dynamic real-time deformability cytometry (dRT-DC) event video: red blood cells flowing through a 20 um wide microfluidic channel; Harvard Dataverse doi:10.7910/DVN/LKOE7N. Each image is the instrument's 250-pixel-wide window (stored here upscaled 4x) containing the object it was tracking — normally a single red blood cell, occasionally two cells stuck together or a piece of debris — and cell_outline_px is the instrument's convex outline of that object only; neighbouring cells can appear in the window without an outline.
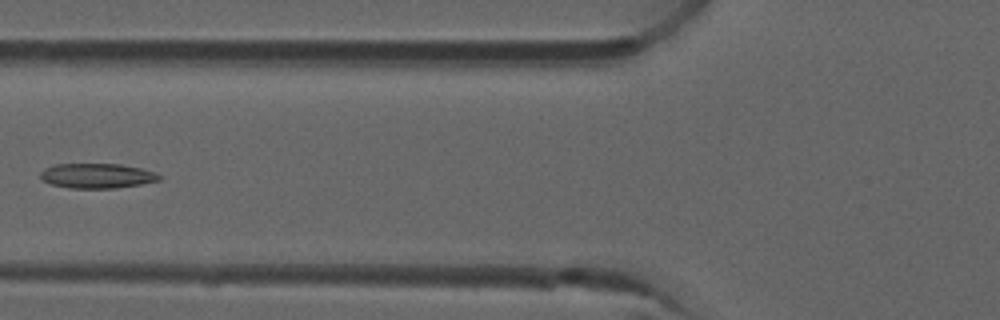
{"species": "common noctule bat (a hibernating species)", "species_latin": "Nyctalus noctula", "temperature_condition": "room temperature", "stored_images_in_passage": 5, "camera_frame_rate_fps": 3000, "um_per_image_px": 0.085, "animal": {"sex": "male", "forearm_length_mm": 52.5}, "frame": {"image": 1, "passage_image": 5, "time_ms": 1.333, "image_size_px": [1000, 320], "cell_outline_px": [[164, 176], [160, 180], [140, 184], [116, 188], [72, 188], [52, 184], [40, 180], [40, 172], [44, 168], [56, 164], [120, 164], [140, 168], [156, 172]], "centroid_in_image_um": [8.26, 14.94], "position_along_channel_um": 117.5, "area_um2": 17.28}}